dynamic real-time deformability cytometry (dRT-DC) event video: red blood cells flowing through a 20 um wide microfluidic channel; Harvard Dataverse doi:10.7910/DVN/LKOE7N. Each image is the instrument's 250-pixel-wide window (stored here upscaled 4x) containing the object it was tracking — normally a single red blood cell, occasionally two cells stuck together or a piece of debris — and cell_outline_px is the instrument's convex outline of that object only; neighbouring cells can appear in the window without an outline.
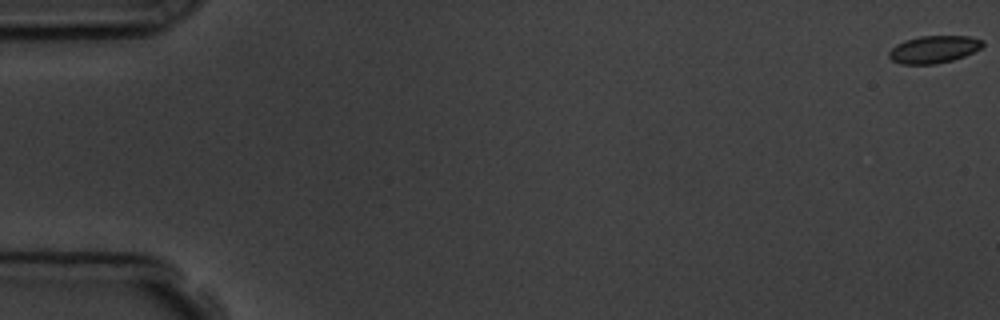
{"species": "common noctule bat (a hibernating species)", "species_latin": "Nyctalus noctula", "temperature_condition": "room temperature", "stored_images_in_passage": 7, "camera_frame_rate_fps": 3000, "um_per_image_px": 0.085, "animal": {"sex": "male", "body_mass_g": 19.5, "forearm_length_mm": 54.6}, "frame": {"image": 1, "passage_image": 1, "time_ms": 0.0, "image_size_px": [1000, 320], "cell_outline_px": [[984, 44], [980, 48], [964, 56], [952, 60], [936, 64], [900, 64], [892, 60], [888, 56], [888, 52], [896, 44], [904, 40], [920, 36], [968, 36], [984, 40]], "centroid_in_image_um": [79.35, 4.19], "position_along_channel_um": 5.6, "area_um2": 14.97}}
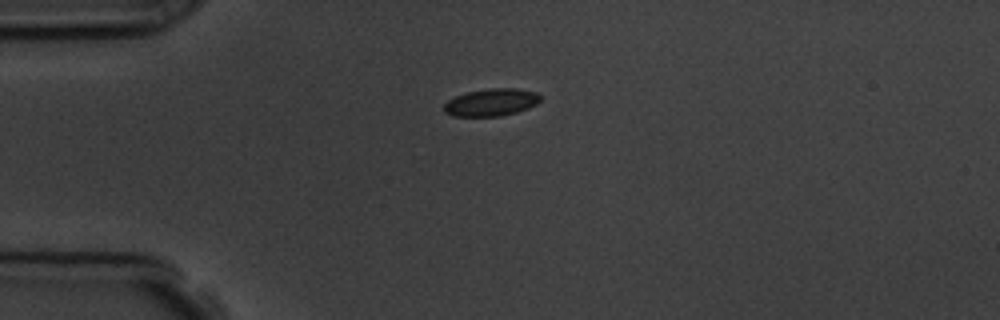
{"frame": {"image": 2, "passage_image": 5, "time_ms": 4.667, "image_size_px": [1000, 320], "cell_outline_px": [[540, 100], [536, 104], [528, 108], [516, 112], [500, 116], [452, 116], [444, 112], [444, 104], [448, 100], [456, 96], [468, 92], [492, 88], [516, 88], [536, 92], [540, 96]], "centroid_in_image_um": [41.75, 8.7], "position_along_channel_um": 43.2, "area_um2": 15.26}}